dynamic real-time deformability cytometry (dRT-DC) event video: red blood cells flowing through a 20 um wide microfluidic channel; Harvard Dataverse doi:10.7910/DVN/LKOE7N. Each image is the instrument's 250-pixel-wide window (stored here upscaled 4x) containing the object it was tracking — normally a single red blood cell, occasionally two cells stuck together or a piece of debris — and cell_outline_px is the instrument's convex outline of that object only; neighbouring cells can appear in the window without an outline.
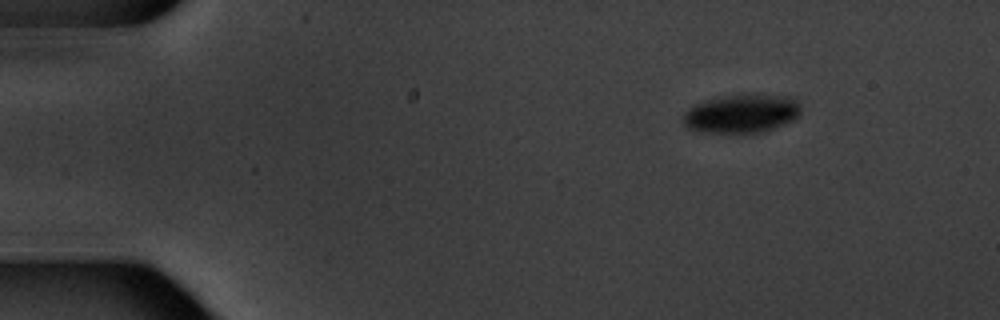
{"species": "common noctule bat (a hibernating species)", "species_latin": "Nyctalus noctula", "temperature_condition": "warm", "stored_images_in_passage": 4, "camera_frame_rate_fps": 3000, "um_per_image_px": 0.085, "animal": {"sex": "male", "body_mass_g": 20.1, "forearm_length_mm": 53.5}, "frame": {"image": 1, "passage_image": 2, "time_ms": 1.0, "image_size_px": [1000, 320], "cell_outline_px": [[800, 116], [784, 124], [764, 132], [704, 132], [688, 128], [684, 124], [684, 112], [688, 108], [696, 104], [708, 100], [724, 96], [788, 96], [796, 100], [800, 104]], "centroid_in_image_um": [63.05, 9.68], "position_along_channel_um": 22.0, "area_um2": 25.78}}